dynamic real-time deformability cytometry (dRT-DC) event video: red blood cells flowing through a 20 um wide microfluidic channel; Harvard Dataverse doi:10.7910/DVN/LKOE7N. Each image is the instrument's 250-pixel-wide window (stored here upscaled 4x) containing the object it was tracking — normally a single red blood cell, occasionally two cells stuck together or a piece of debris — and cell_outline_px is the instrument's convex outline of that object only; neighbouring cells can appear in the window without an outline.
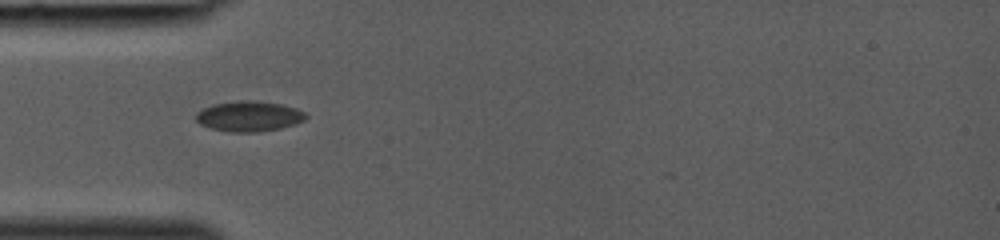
{"species": "common noctule bat (a hibernating species)", "species_latin": "Nyctalus noctula", "temperature_condition": "room temperature", "stored_images_in_passage": 27, "camera_frame_rate_fps": 3000, "um_per_image_px": 0.085, "animal": {"sex": "female", "body_mass_g": 19.0, "forearm_length_mm": 53.3}, "frame": {"image": 1, "passage_image": 1, "time_ms": 0.0, "image_size_px": [1000, 240], "cell_outline_px": [[308, 116], [304, 120], [296, 124], [280, 128], [256, 132], [228, 132], [212, 128], [200, 124], [196, 120], [196, 112], [212, 104], [244, 100], [252, 100], [280, 104], [296, 108], [304, 112]], "centroid_in_image_um": [21.16, 9.88], "position_along_channel_um": 63.8, "area_um2": 19.36}}
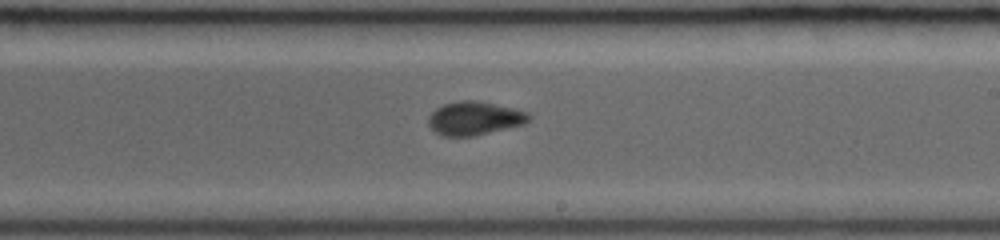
{"frame": {"image": 2, "passage_image": 12, "time_ms": 3.667, "image_size_px": [1000, 240], "cell_outline_px": [[532, 116], [524, 124], [472, 136], [440, 136], [428, 124], [428, 116], [436, 108], [444, 104], [460, 100], [480, 100], [528, 112]], "centroid_in_image_um": [40.31, 10.04], "position_along_channel_um": 248.7, "area_um2": 19.59}}
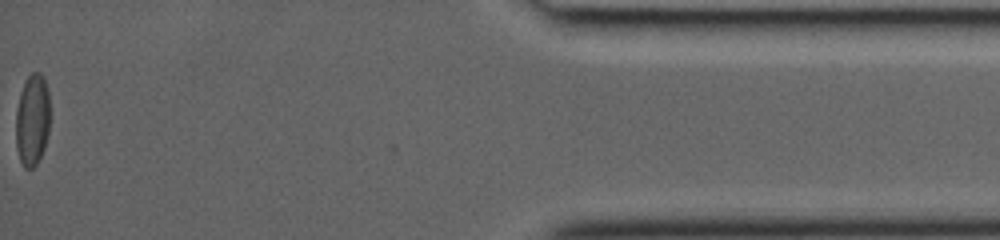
{"frame": {"image": 3, "passage_image": 27, "time_ms": 8.667, "image_size_px": [1000, 240], "cell_outline_px": [[48, 132], [44, 148], [36, 164], [32, 168], [24, 168], [20, 160], [16, 148], [16, 108], [20, 92], [28, 76], [32, 72], [40, 72], [44, 76], [48, 88]], "centroid_in_image_um": [2.73, 10.17], "position_along_channel_um": 432.5, "area_um2": 18.21}}